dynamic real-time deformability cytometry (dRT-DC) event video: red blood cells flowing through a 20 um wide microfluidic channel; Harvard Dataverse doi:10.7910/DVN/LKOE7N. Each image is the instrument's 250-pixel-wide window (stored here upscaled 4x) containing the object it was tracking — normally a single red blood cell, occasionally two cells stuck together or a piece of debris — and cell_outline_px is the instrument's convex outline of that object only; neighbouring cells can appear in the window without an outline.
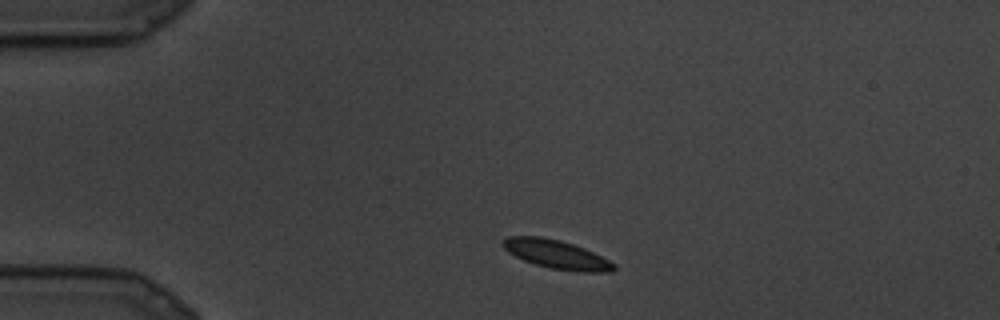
{"species": "common noctule bat (a hibernating species)", "species_latin": "Nyctalus noctula", "temperature_condition": "cold", "stored_images_in_passage": 6, "camera_frame_rate_fps": 3000, "um_per_image_px": 0.085, "animal": {"sex": "male", "body_mass_g": 19.5, "forearm_length_mm": 54.6}, "frame": {"image": 1, "passage_image": 1, "time_ms": 0.0, "image_size_px": [1000, 320], "cell_outline_px": [[616, 268], [612, 272], [580, 272], [548, 268], [524, 260], [508, 252], [500, 244], [508, 236], [540, 236], [560, 240], [584, 248], [616, 264]], "centroid_in_image_um": [47.3, 21.63], "position_along_channel_um": 37.7, "area_um2": 18.5}}
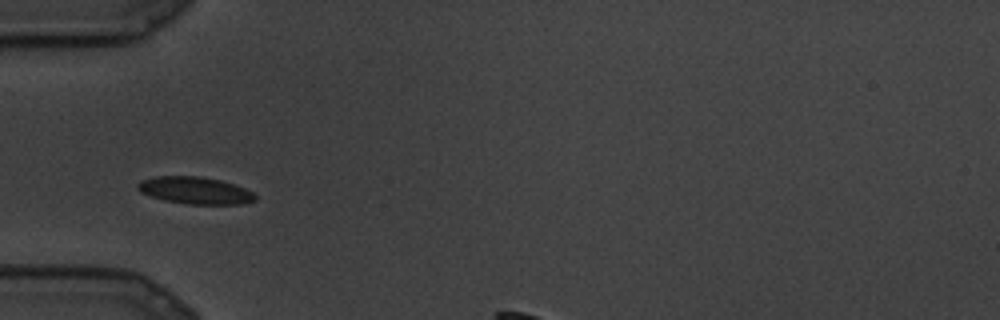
{"frame": {"image": 2, "passage_image": 4, "time_ms": 1.0, "image_size_px": [1000, 320], "cell_outline_px": [[256, 200], [244, 204], [188, 204], [164, 200], [140, 192], [136, 188], [136, 184], [140, 180], [156, 176], [200, 176], [220, 180], [244, 188], [252, 192], [256, 196]], "centroid_in_image_um": [16.56, 16.18], "position_along_channel_um": 68.4, "area_um2": 18.55}}